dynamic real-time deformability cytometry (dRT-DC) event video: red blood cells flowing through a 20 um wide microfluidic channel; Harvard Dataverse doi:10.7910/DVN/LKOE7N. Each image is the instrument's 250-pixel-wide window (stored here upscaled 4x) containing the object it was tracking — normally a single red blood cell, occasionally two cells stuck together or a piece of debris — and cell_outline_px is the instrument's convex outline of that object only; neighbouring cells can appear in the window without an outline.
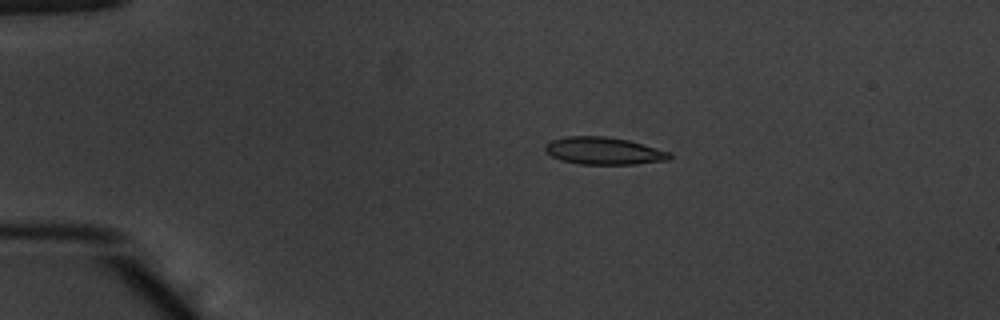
{"species": "common noctule bat (a hibernating species)", "species_latin": "Nyctalus noctula", "temperature_condition": "warm", "stored_images_in_passage": 43, "camera_frame_rate_fps": 3000, "um_per_image_px": 0.085, "animal": {"sex": "male", "body_mass_g": 20.1, "forearm_length_mm": 53.5}, "frame": {"image": 1, "passage_image": 1, "time_ms": 0.0, "image_size_px": [1000, 320], "cell_outline_px": [[672, 156], [668, 160], [636, 164], [580, 164], [560, 160], [552, 156], [544, 148], [544, 144], [552, 140], [568, 136], [604, 136], [628, 140], [672, 152]], "centroid_in_image_um": [51.33, 12.82], "position_along_channel_um": 33.7, "area_um2": 19.83}}
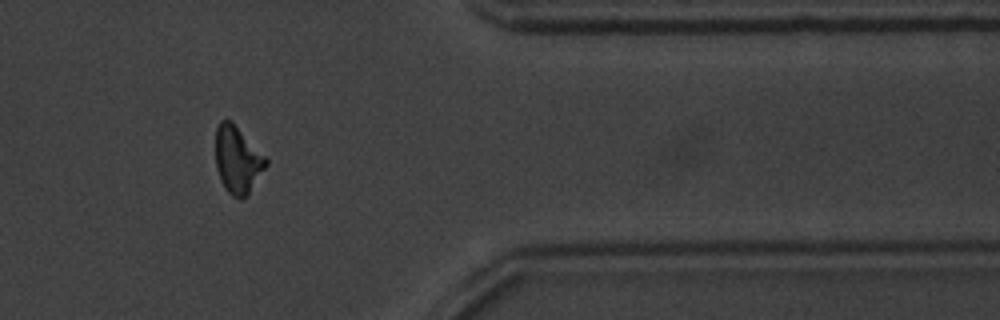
{"frame": {"image": 2, "passage_image": 34, "time_ms": 11.0, "image_size_px": [1000, 320], "cell_outline_px": [[268, 164], [248, 196], [240, 200], [232, 196], [228, 192], [216, 168], [216, 128], [220, 120], [232, 120], [268, 160]], "centroid_in_image_um": [20.21, 13.59], "position_along_channel_um": 391.2, "area_um2": 19.71}}
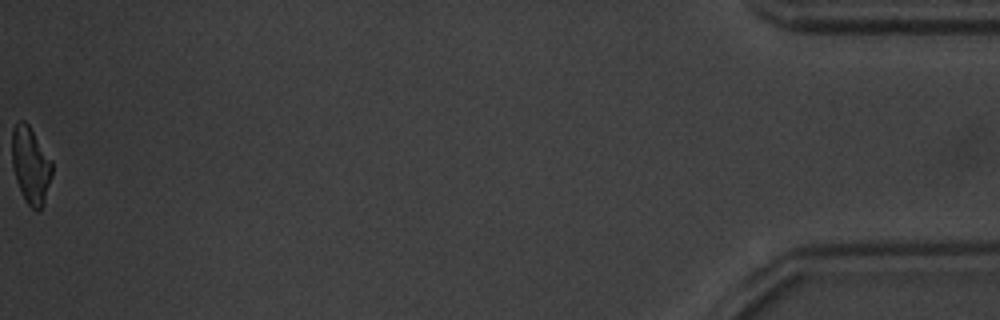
{"frame": {"image": 3, "passage_image": 43, "time_ms": 14.0, "image_size_px": [1000, 320], "cell_outline_px": [[52, 176], [44, 204], [36, 212], [24, 200], [16, 180], [12, 168], [12, 128], [20, 120], [24, 120], [28, 124], [52, 160]], "centroid_in_image_um": [2.61, 14.06], "position_along_channel_um": 432.6, "area_um2": 18.09}, "authors_computed_cell_mechanics": {"area_um2": 19.5364, "velocity_mm_per_s": 3.8839, "shape_relaxation_time_tau1_ms": 3.3742, "shape_relaxation_time_tau2_ms": 2.8451, "deformation_change_tau1": 0.1352, "deformation_change_tau2": 0.1061}}